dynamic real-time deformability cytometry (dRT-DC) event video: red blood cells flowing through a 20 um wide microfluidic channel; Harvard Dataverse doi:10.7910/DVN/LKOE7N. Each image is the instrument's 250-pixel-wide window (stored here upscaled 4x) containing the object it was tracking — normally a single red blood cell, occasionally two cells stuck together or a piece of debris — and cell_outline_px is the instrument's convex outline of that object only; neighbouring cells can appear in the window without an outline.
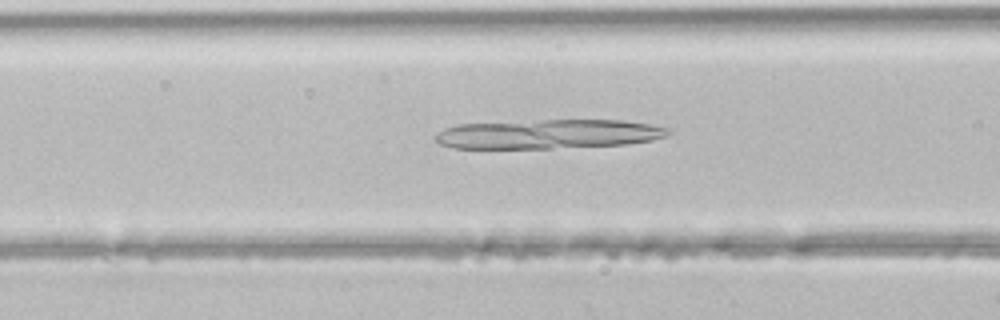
{"species": "common noctule bat (a hibernating species)", "species_latin": "Nyctalus noctula", "temperature_condition": "room temperature", "stored_images_in_passage": 46, "camera_frame_rate_fps": 3000, "um_per_image_px": 0.085, "animal": {"sex": "male", "body_mass_g": 21.5, "forearm_length_mm": 52.0}, "frame": {"image": 1, "passage_image": 17, "time_ms": 5.333, "image_size_px": [1000, 320], "cell_outline_px": [[672, 132], [668, 136], [652, 140], [624, 144], [552, 148], [452, 148], [440, 144], [436, 140], [436, 136], [444, 128], [456, 124], [544, 120], [624, 120], [672, 128]], "centroid_in_image_um": [46.66, 11.39], "position_along_channel_um": 119.9, "area_um2": 39.71}}
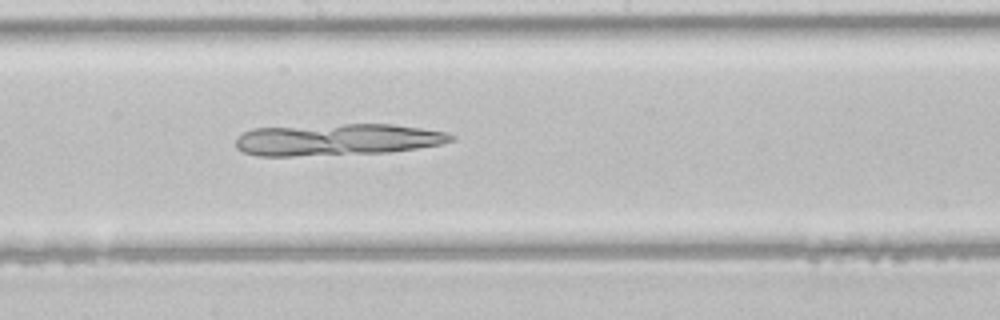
{"frame": {"image": 2, "passage_image": 24, "time_ms": 7.667, "image_size_px": [1000, 320], "cell_outline_px": [[456, 140], [440, 144], [416, 148], [388, 152], [292, 156], [256, 156], [244, 152], [236, 148], [236, 140], [244, 132], [252, 128], [344, 124], [392, 124], [448, 132], [456, 136]], "centroid_in_image_um": [28.68, 11.86], "position_along_channel_um": 219.5, "area_um2": 39.82}}
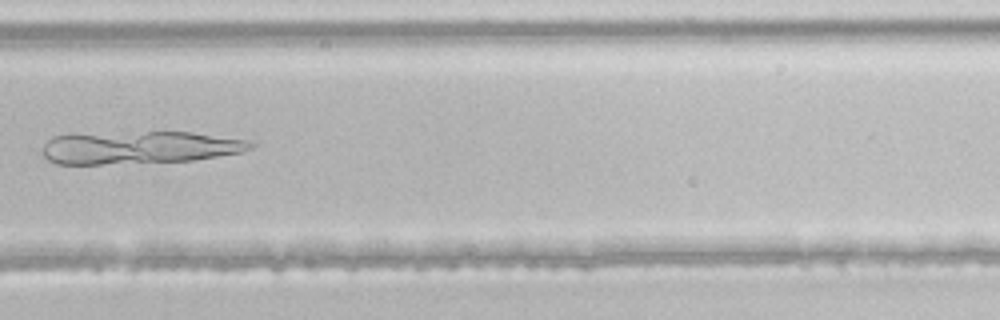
{"frame": {"image": 3, "passage_image": 31, "time_ms": 10.0, "image_size_px": [1000, 320], "cell_outline_px": [[256, 144], [252, 148], [244, 152], [192, 160], [100, 164], [56, 164], [48, 160], [44, 156], [44, 144], [52, 136], [68, 132], [192, 132], [248, 140]], "centroid_in_image_um": [11.79, 12.51], "position_along_channel_um": 318.0, "area_um2": 40.17}}